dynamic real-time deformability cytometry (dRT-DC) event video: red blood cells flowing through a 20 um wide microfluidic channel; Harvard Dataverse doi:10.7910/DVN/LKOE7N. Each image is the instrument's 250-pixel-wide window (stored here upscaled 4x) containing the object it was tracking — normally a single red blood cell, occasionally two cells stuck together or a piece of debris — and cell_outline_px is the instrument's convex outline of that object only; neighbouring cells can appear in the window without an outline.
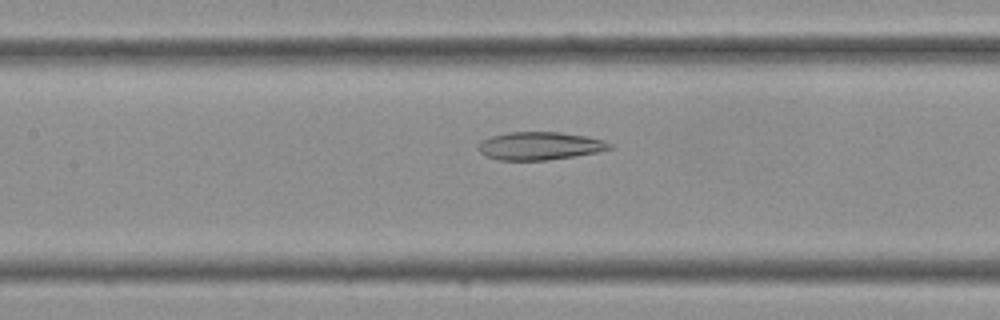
{"species": "Egyptian fruit bat (a non-hibernating species)", "species_latin": "Rousettus aegyptiacus", "temperature_condition": "cold", "stored_images_in_passage": 27, "camera_frame_rate_fps": 3000, "um_per_image_px": 0.085, "frame": {"image": 1, "passage_image": 8, "time_ms": 2.333, "image_size_px": [1000, 320], "cell_outline_px": [[612, 148], [596, 152], [576, 156], [548, 160], [500, 160], [488, 156], [480, 152], [480, 144], [484, 140], [492, 136], [508, 132], [560, 132], [584, 136], [604, 140], [612, 144]], "centroid_in_image_um": [45.93, 12.4], "position_along_channel_um": 161.5, "area_um2": 21.1}}
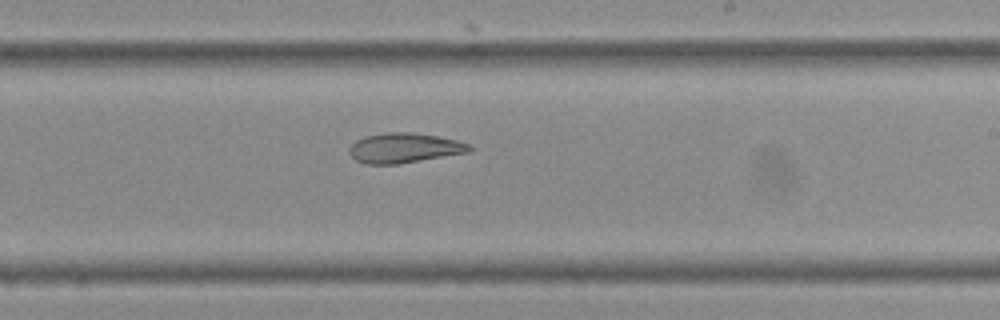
{"frame": {"image": 2, "passage_image": 13, "time_ms": 4.0, "image_size_px": [1000, 320], "cell_outline_px": [[476, 148], [472, 152], [396, 164], [364, 164], [356, 160], [348, 152], [348, 148], [356, 140], [364, 136], [388, 132], [412, 132], [436, 136], [456, 140], [468, 144]], "centroid_in_image_um": [34.38, 12.58], "position_along_channel_um": 254.6, "area_um2": 21.04}}
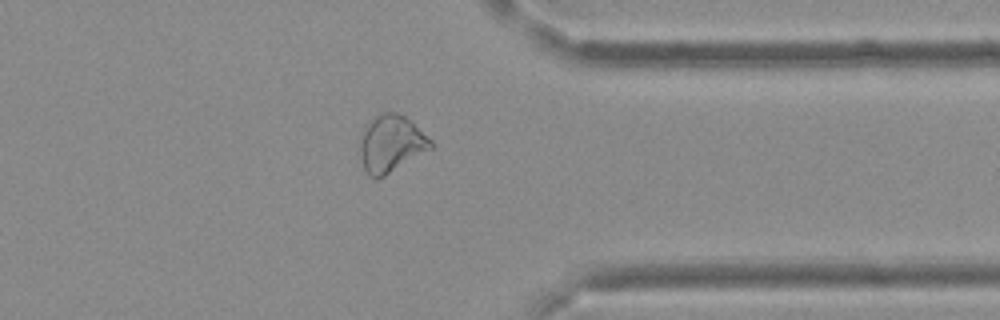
{"frame": {"image": 3, "passage_image": 20, "time_ms": 6.333, "image_size_px": [1000, 320], "cell_outline_px": [[432, 148], [384, 176], [376, 180], [368, 176], [364, 168], [360, 156], [360, 140], [364, 124], [376, 116], [384, 112], [396, 112], [412, 120], [432, 140]], "centroid_in_image_um": [33.23, 12.21], "position_along_channel_um": 378.2, "area_um2": 23.7}}